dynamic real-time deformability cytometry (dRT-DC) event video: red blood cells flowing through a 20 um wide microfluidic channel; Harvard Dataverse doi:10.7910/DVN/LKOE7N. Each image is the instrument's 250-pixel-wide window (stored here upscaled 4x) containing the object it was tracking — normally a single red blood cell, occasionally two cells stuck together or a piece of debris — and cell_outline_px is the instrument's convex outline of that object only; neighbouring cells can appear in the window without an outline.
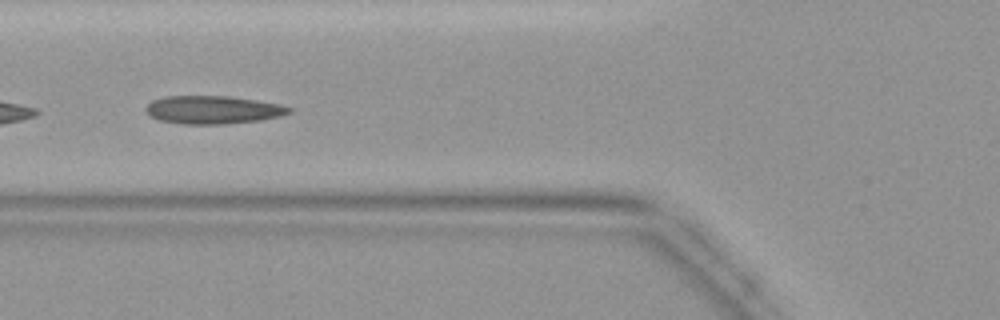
{"species": "common noctule bat (a hibernating species)", "species_latin": "Nyctalus noctula", "temperature_condition": "warm", "stored_images_in_passage": 33, "camera_frame_rate_fps": 3000, "um_per_image_px": 0.085, "animal": {"sex": "female", "body_mass_g": 19.9}, "frame": {"image": 1, "passage_image": 6, "time_ms": 1.667, "image_size_px": [1000, 320], "cell_outline_px": [[292, 112], [280, 116], [260, 120], [224, 124], [180, 124], [160, 120], [152, 116], [144, 108], [152, 100], [164, 96], [228, 96], [256, 100], [280, 104], [292, 108]], "centroid_in_image_um": [18.11, 9.33], "position_along_channel_um": 107.7, "area_um2": 23.41}}